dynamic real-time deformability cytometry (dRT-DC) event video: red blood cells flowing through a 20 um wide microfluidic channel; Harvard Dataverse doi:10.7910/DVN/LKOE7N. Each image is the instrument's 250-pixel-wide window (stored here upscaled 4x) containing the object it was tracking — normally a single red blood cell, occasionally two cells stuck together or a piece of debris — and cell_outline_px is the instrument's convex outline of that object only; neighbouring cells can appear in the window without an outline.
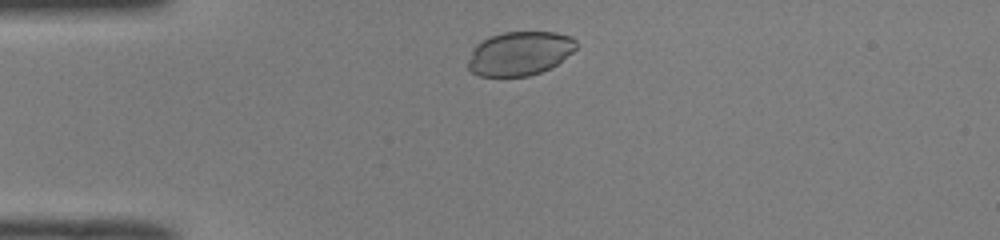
{"species": "common noctule bat (a hibernating species)", "species_latin": "Nyctalus noctula", "temperature_condition": "room temperature", "stored_images_in_passage": 42, "camera_frame_rate_fps": 3000, "um_per_image_px": 0.085, "animal": {"sex": "male", "body_mass_g": 19.0, "forearm_length_mm": 50.8}, "frame": {"image": 1, "passage_image": 4, "time_ms": 1.0, "image_size_px": [1000, 240], "cell_outline_px": [[576, 48], [572, 52], [556, 64], [540, 72], [528, 76], [480, 76], [472, 72], [468, 68], [468, 60], [472, 48], [476, 44], [492, 36], [504, 32], [556, 32], [572, 36], [576, 40]], "centroid_in_image_um": [44.16, 4.53], "position_along_channel_um": 40.8, "area_um2": 27.57}}
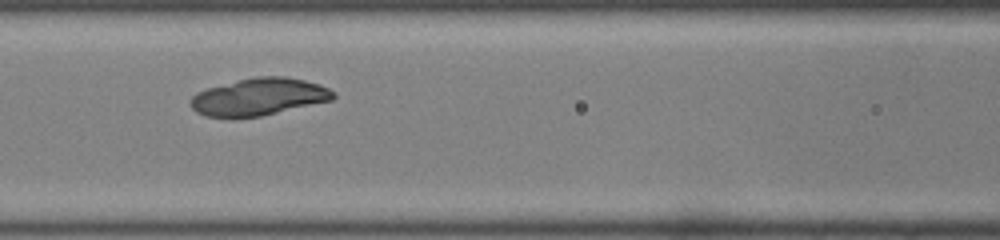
{"frame": {"image": 2, "passage_image": 14, "time_ms": 4.333, "image_size_px": [1000, 240], "cell_outline_px": [[336, 96], [332, 100], [260, 116], [232, 120], [204, 116], [196, 112], [188, 104], [192, 96], [196, 92], [208, 88], [256, 76], [284, 76], [304, 80], [320, 84], [336, 92]], "centroid_in_image_um": [21.96, 8.26], "position_along_channel_um": 144.6, "area_um2": 31.44}}
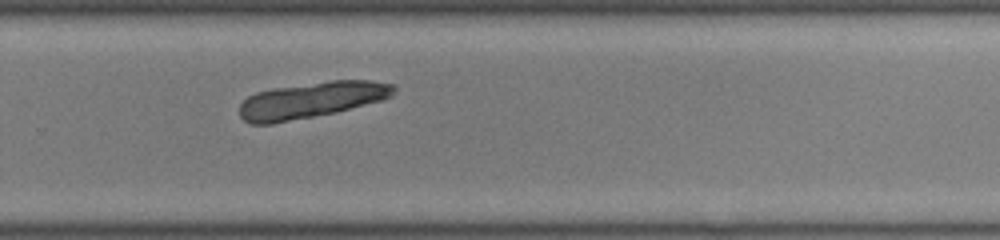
{"frame": {"image": 3, "passage_image": 26, "time_ms": 8.333, "image_size_px": [1000, 240], "cell_outline_px": [[396, 88], [392, 96], [380, 100], [336, 112], [272, 124], [252, 124], [244, 120], [240, 116], [240, 104], [248, 96], [256, 92], [272, 88], [328, 80], [372, 80], [396, 84]], "centroid_in_image_um": [26.47, 8.49], "position_along_channel_um": 303.3, "area_um2": 32.54}}